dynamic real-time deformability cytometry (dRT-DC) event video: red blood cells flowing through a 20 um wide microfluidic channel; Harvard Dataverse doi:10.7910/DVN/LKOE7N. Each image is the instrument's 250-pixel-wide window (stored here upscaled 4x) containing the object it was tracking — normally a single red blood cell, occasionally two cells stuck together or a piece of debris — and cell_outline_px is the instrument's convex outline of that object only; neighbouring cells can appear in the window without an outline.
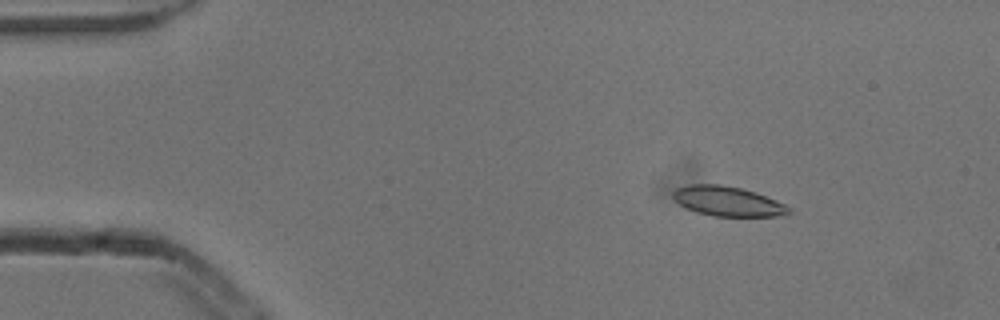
{"species": "common noctule bat (a hibernating species)", "species_latin": "Nyctalus noctula", "temperature_condition": "cold", "stored_images_in_passage": 5, "camera_frame_rate_fps": 3000, "um_per_image_px": 0.085, "animal": {"sex": "male", "body_mass_g": 13.3}, "frame": {"image": 1, "passage_image": 3, "time_ms": 0.667, "image_size_px": [1000, 320], "cell_outline_px": [[792, 212], [788, 216], [712, 216], [696, 212], [680, 204], [672, 196], [672, 192], [676, 188], [688, 184], [720, 184], [740, 188], [756, 192], [776, 200], [792, 208]], "centroid_in_image_um": [61.89, 17.11], "position_along_channel_um": 23.1, "area_um2": 20.23}}